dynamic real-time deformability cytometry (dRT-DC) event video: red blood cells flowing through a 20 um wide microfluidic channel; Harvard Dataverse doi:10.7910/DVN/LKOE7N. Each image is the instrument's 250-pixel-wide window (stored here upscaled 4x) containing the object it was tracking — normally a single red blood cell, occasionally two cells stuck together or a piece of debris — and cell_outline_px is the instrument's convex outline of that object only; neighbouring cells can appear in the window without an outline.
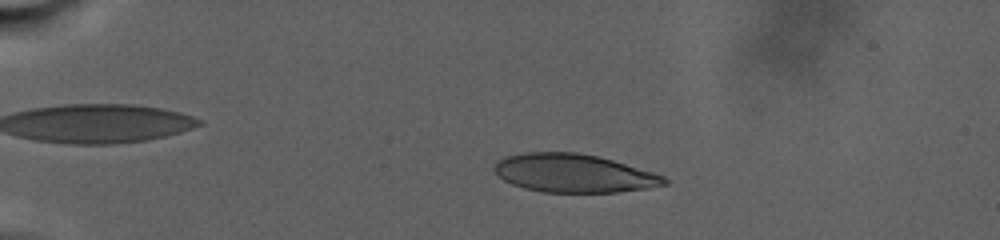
{"species": "human", "species_latin": "Homo sapiens", "temperature_condition": "warm", "stored_images_in_passage": 45, "camera_frame_rate_fps": 3000, "um_per_image_px": 0.085, "donor": {"sex": "male"}, "frame": {"image": 1, "passage_image": 24, "time_ms": 6.667, "image_size_px": [1000, 240], "cell_outline_px": [[668, 184], [648, 188], [616, 192], [540, 192], [524, 188], [512, 184], [504, 180], [492, 168], [504, 156], [524, 152], [576, 152], [600, 156], [652, 172], [664, 176], [668, 180]], "centroid_in_image_um": [48.76, 14.72], "position_along_channel_um": 36.2, "area_um2": 37.97}}
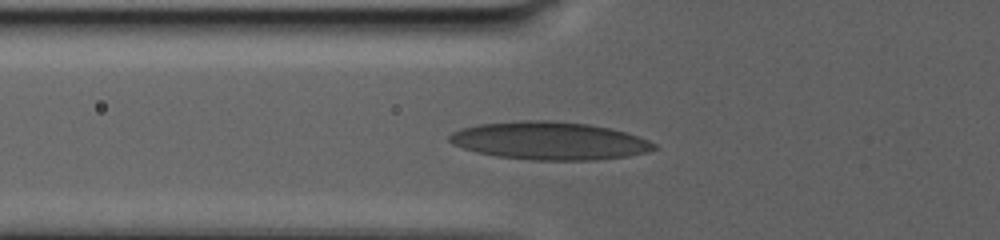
{"frame": {"image": 2, "passage_image": 42, "time_ms": 11.667, "image_size_px": [1000, 240], "cell_outline_px": [[660, 148], [648, 152], [628, 156], [596, 160], [532, 160], [496, 156], [476, 152], [452, 144], [448, 140], [448, 136], [452, 132], [464, 128], [480, 124], [520, 120], [552, 120], [588, 124], [608, 128], [624, 132], [648, 140], [656, 144]], "centroid_in_image_um": [46.71, 11.97], "position_along_channel_um": 79.1, "area_um2": 45.2}}